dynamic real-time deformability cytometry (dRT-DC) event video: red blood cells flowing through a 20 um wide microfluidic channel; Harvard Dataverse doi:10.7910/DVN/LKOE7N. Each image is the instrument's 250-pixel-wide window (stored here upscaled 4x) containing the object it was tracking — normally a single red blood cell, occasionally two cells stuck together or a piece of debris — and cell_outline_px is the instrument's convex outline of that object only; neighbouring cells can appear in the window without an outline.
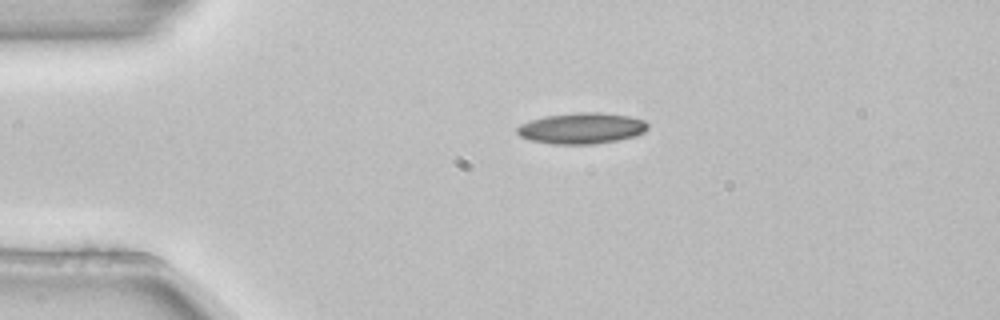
{"species": "common noctule bat (a hibernating species)", "species_latin": "Nyctalus noctula", "temperature_condition": "room temperature", "stored_images_in_passage": 1, "camera_frame_rate_fps": 3000, "um_per_image_px": 0.085, "animal": {"sex": "female", "body_mass_g": 22.7, "forearm_length_mm": 54.2}, "frame": {"image": 1, "passage_image": 1, "time_ms": 0.0, "image_size_px": [1000, 320], "cell_outline_px": [[648, 128], [644, 132], [632, 136], [616, 140], [592, 144], [552, 144], [532, 140], [520, 136], [516, 132], [516, 128], [520, 124], [544, 116], [576, 112], [600, 112], [628, 116], [644, 120], [648, 124]], "centroid_in_image_um": [49.42, 10.89], "position_along_channel_um": 35.6, "area_um2": 23.47}}